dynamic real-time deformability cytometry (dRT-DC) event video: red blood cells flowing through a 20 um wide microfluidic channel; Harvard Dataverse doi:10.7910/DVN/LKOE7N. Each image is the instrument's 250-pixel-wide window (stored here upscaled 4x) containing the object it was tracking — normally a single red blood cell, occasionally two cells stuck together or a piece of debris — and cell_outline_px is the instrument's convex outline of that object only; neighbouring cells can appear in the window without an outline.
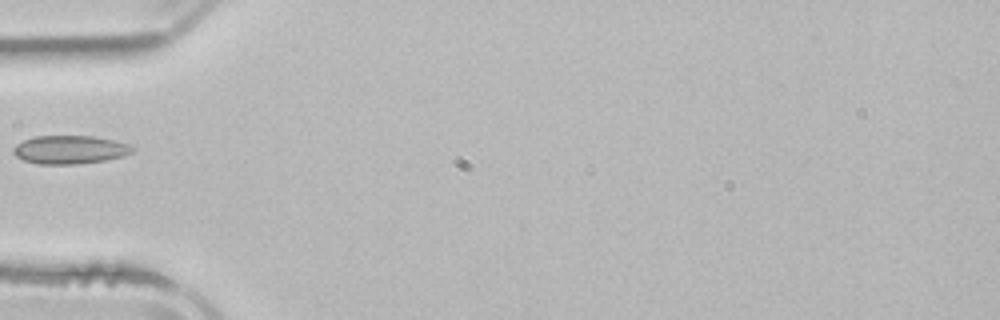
{"species": "common noctule bat (a hibernating species)", "species_latin": "Nyctalus noctula", "temperature_condition": "room temperature", "stored_images_in_passage": 1, "camera_frame_rate_fps": 3000, "um_per_image_px": 0.085, "animal": {"sex": "male", "body_mass_g": 21.5, "forearm_length_mm": 52.0}, "frame": {"image": 1, "passage_image": 1, "time_ms": 0.0, "image_size_px": [1000, 320], "cell_outline_px": [[132, 152], [124, 156], [104, 160], [76, 164], [36, 164], [24, 160], [16, 156], [12, 152], [12, 148], [16, 144], [24, 140], [36, 136], [92, 136], [112, 140], [128, 144], [132, 148]], "centroid_in_image_um": [5.88, 12.72], "position_along_channel_um": 79.1, "area_um2": 19.54}}